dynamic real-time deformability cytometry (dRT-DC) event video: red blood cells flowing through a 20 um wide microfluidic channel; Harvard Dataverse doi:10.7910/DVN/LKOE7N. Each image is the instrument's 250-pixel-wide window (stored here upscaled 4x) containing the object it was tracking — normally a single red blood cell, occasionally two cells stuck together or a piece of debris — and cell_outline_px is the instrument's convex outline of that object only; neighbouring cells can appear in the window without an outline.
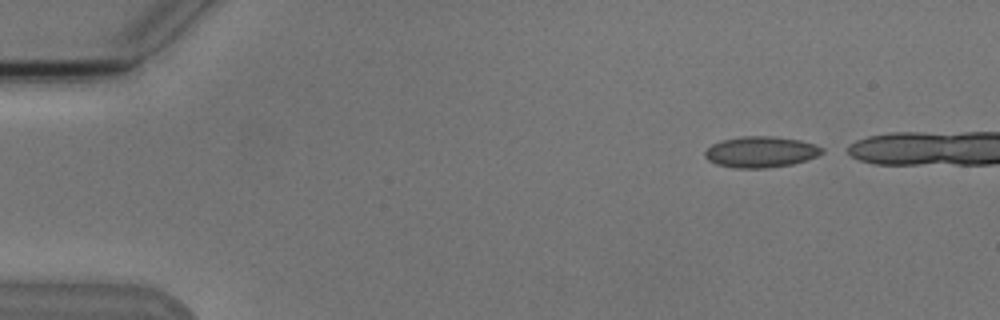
{"species": "Egyptian fruit bat (a non-hibernating species)", "species_latin": "Rousettus aegyptiacus", "temperature_condition": "cold", "stored_images_in_passage": 5, "camera_frame_rate_fps": 3000, "um_per_image_px": 0.085, "animal": {"sex": "male"}, "frame": {"image": 1, "passage_image": 1, "time_ms": 0.0, "image_size_px": [1000, 320], "cell_outline_px": [[824, 152], [808, 160], [792, 164], [764, 168], [736, 168], [716, 164], [708, 160], [704, 156], [704, 152], [712, 144], [720, 140], [740, 136], [772, 136], [800, 140], [824, 148]], "centroid_in_image_um": [64.65, 12.91], "position_along_channel_um": 20.4, "area_um2": 21.21}}